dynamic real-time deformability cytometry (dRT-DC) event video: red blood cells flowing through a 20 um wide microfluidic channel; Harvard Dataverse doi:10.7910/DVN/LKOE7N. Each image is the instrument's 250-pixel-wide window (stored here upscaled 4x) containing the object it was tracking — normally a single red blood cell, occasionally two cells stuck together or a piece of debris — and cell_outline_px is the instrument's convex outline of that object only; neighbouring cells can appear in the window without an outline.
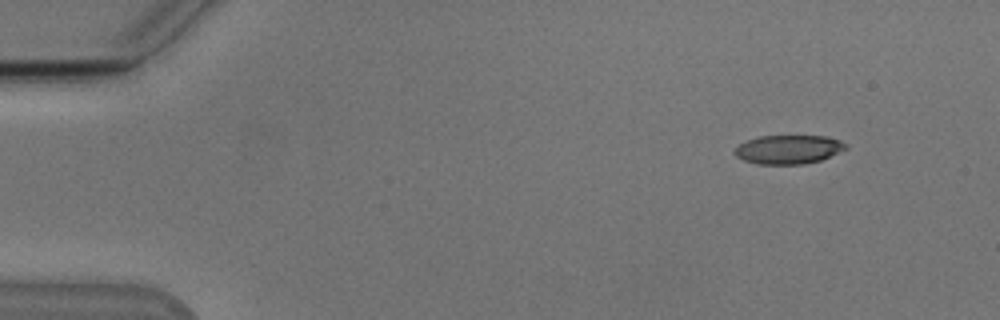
{"species": "Egyptian fruit bat (a non-hibernating species)", "species_latin": "Rousettus aegyptiacus", "temperature_condition": "cold", "stored_images_in_passage": 32, "camera_frame_rate_fps": 3000, "um_per_image_px": 0.085, "animal": {"sex": "male"}, "frame": {"image": 1, "passage_image": 1, "time_ms": 0.0, "image_size_px": [1000, 320], "cell_outline_px": [[848, 148], [820, 160], [804, 164], [756, 164], [744, 160], [736, 156], [732, 152], [744, 140], [760, 136], [828, 136], [840, 140], [848, 144]], "centroid_in_image_um": [67.01, 12.69], "position_along_channel_um": 18.0, "area_um2": 18.79}}
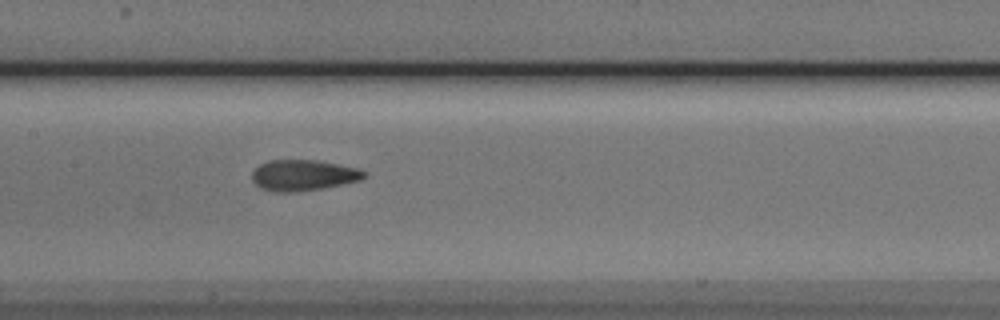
{"frame": {"image": 2, "passage_image": 22, "time_ms": 7.0, "image_size_px": [1000, 320], "cell_outline_px": [[368, 176], [360, 180], [320, 188], [296, 192], [276, 192], [260, 188], [252, 180], [252, 172], [260, 164], [268, 160], [316, 160], [356, 168], [364, 172]], "centroid_in_image_um": [25.73, 14.89], "position_along_channel_um": 181.7, "area_um2": 19.94}}
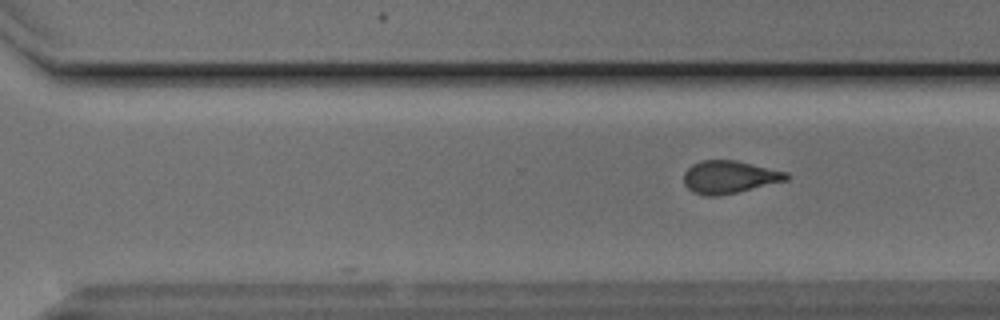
{"frame": {"image": 3, "passage_image": 32, "time_ms": 10.333, "image_size_px": [1000, 320], "cell_outline_px": [[788, 180], [720, 196], [704, 196], [692, 192], [684, 184], [684, 172], [692, 164], [700, 160], [736, 160], [788, 172]], "centroid_in_image_um": [61.97, 15.05], "position_along_channel_um": 308.6, "area_um2": 19.65}}